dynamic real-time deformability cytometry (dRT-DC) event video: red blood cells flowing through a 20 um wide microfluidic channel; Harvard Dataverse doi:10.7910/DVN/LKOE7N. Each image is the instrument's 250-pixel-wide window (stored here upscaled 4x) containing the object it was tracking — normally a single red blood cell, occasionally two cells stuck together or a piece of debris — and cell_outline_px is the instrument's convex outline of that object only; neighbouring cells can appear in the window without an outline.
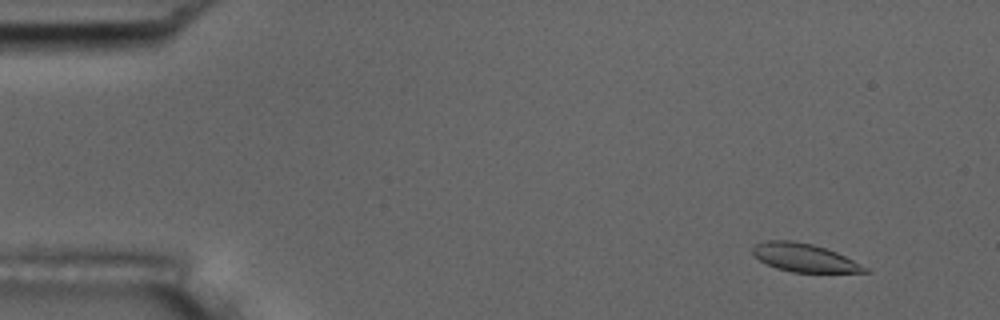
{"species": "common noctule bat (a hibernating species)", "species_latin": "Nyctalus noctula", "temperature_condition": "room temperature", "stored_images_in_passage": 56, "camera_frame_rate_fps": 3000, "um_per_image_px": 0.085, "animal": {"sex": "male", "body_mass_g": 17.5, "forearm_length_mm": 52.3}, "frame": {"image": 1, "passage_image": 5, "time_ms": 1.333, "image_size_px": [1000, 320], "cell_outline_px": [[868, 272], [792, 272], [776, 268], [752, 256], [752, 248], [756, 244], [768, 240], [792, 240], [812, 244], [836, 252], [868, 268]], "centroid_in_image_um": [68.31, 21.9], "position_along_channel_um": 16.7, "area_um2": 18.21}}
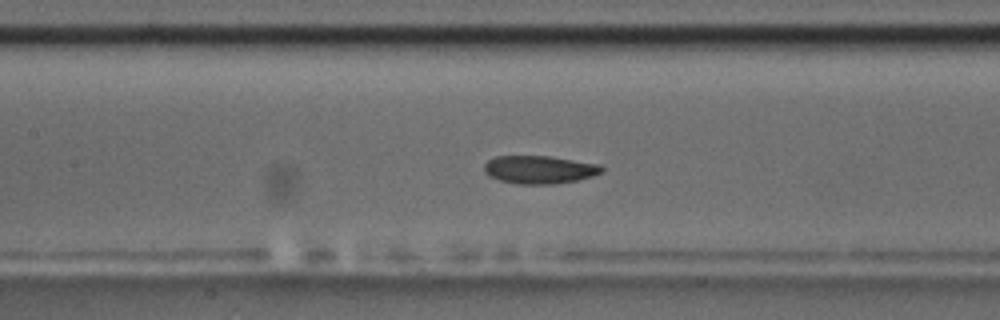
{"frame": {"image": 2, "passage_image": 26, "time_ms": 8.333, "image_size_px": [1000, 320], "cell_outline_px": [[604, 172], [592, 176], [576, 180], [556, 184], [516, 184], [500, 180], [488, 176], [484, 172], [484, 164], [488, 160], [496, 156], [548, 156], [600, 164], [604, 168]], "centroid_in_image_um": [45.85, 14.42], "position_along_channel_um": 161.6, "area_um2": 19.31}}
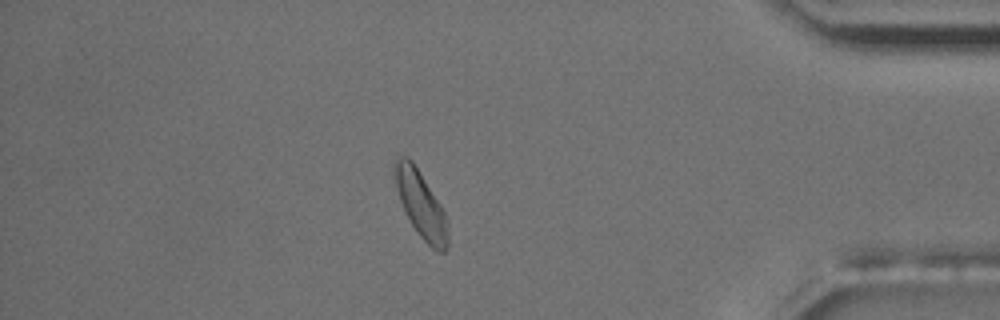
{"frame": {"image": 3, "passage_image": 49, "time_ms": 16.0, "image_size_px": [1000, 320], "cell_outline_px": [[448, 248], [444, 252], [440, 252], [432, 248], [420, 236], [404, 212], [400, 200], [392, 168], [392, 164], [396, 156], [408, 156], [412, 160], [440, 204], [448, 220]], "centroid_in_image_um": [35.76, 17.35], "position_along_channel_um": 399.4, "area_um2": 20.63}}